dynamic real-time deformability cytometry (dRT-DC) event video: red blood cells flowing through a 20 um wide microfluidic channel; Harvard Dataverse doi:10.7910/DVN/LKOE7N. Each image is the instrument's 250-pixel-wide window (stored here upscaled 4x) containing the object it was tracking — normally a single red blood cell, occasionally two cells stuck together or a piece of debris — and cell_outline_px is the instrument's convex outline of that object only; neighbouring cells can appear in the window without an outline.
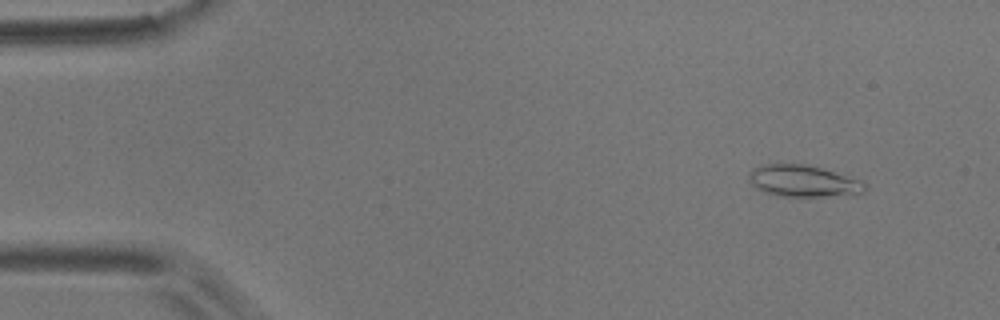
{"species": "common noctule bat (a hibernating species)", "species_latin": "Nyctalus noctula", "temperature_condition": "room temperature", "stored_images_in_passage": 5, "camera_frame_rate_fps": 3000, "um_per_image_px": 0.085, "animal": {"sex": "male", "body_mass_g": 17.9}, "frame": {"image": 1, "passage_image": 1, "time_ms": 0.0, "image_size_px": [1000, 320], "cell_outline_px": [[868, 184], [864, 192], [820, 196], [780, 196], [760, 192], [752, 184], [748, 172], [752, 168], [760, 164], [804, 164], [820, 168], [860, 180]], "centroid_in_image_um": [68.19, 15.38], "position_along_channel_um": 16.8, "area_um2": 21.15}}